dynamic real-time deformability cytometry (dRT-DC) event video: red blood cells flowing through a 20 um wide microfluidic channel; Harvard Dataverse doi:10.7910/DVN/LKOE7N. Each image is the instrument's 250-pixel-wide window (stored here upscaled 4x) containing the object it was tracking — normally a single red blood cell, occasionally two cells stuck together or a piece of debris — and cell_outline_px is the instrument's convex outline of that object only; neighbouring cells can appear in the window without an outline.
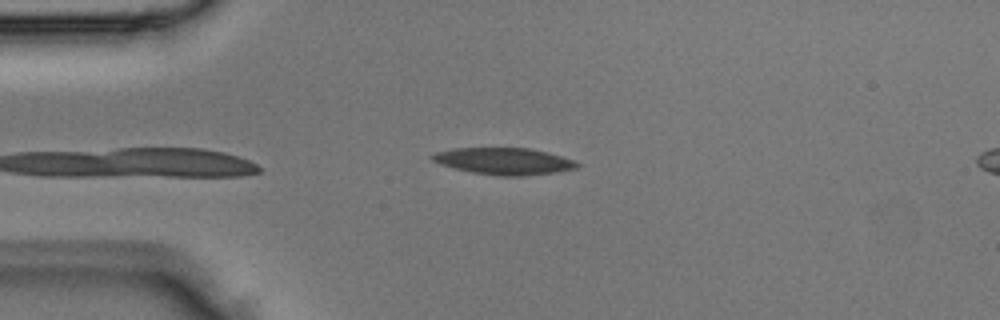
{"species": "Egyptian fruit bat (a non-hibernating species)", "species_latin": "Rousettus aegyptiacus", "temperature_condition": "room temperature", "stored_images_in_passage": 5, "camera_frame_rate_fps": 3000, "um_per_image_px": 0.085, "animal": {"sex": "male"}, "frame": {"image": 1, "passage_image": 4, "time_ms": 1.0, "image_size_px": [1000, 320], "cell_outline_px": [[580, 168], [560, 172], [520, 176], [500, 176], [472, 172], [440, 164], [432, 160], [428, 156], [436, 152], [452, 148], [528, 148], [548, 152], [576, 160], [580, 164]], "centroid_in_image_um": [42.9, 13.7], "position_along_channel_um": 42.1, "area_um2": 22.83}}